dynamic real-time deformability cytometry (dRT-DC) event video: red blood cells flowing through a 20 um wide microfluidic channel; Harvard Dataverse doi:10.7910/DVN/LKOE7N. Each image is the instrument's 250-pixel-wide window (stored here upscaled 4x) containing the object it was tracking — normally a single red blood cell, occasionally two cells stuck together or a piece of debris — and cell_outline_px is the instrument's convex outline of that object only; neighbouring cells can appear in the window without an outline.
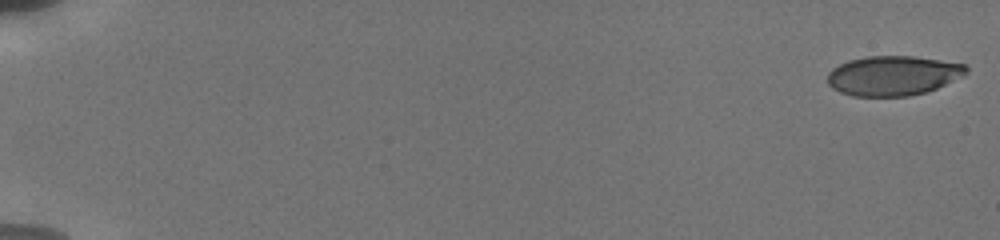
{"species": "human", "species_latin": "Homo sapiens", "temperature_condition": "cold", "stored_images_in_passage": 23, "camera_frame_rate_fps": 3000, "um_per_image_px": 0.085, "donor": {"sex": "male"}, "frame": {"image": 1, "passage_image": 1, "time_ms": 0.0, "image_size_px": [1000, 240], "cell_outline_px": [[968, 72], [964, 76], [936, 88], [924, 92], [908, 96], [852, 96], [840, 92], [832, 88], [828, 84], [828, 72], [832, 68], [848, 60], [868, 56], [912, 56], [964, 64], [968, 68]], "centroid_in_image_um": [75.89, 6.43], "position_along_channel_um": 9.1, "area_um2": 32.02}}
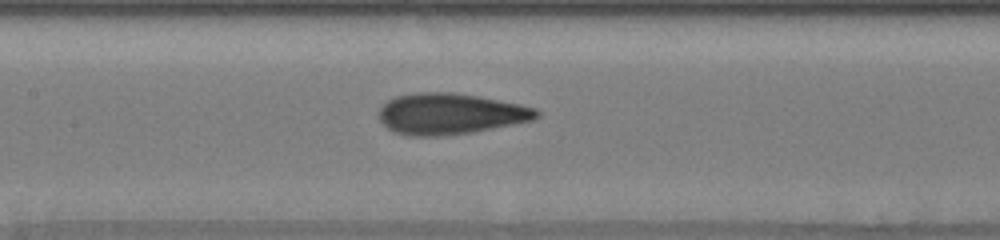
{"frame": {"image": 2, "passage_image": 17, "time_ms": 9.333, "image_size_px": [1000, 240], "cell_outline_px": [[540, 116], [532, 120], [472, 132], [440, 136], [408, 136], [392, 132], [380, 120], [376, 112], [388, 100], [396, 96], [416, 92], [452, 92], [480, 96], [520, 104], [536, 108], [540, 112]], "centroid_in_image_um": [38.24, 9.67], "position_along_channel_um": 169.2, "area_um2": 37.92}}
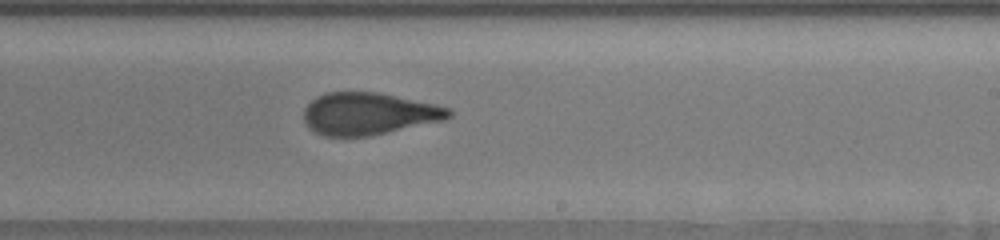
{"frame": {"image": 3, "passage_image": 23, "time_ms": 11.667, "image_size_px": [1000, 240], "cell_outline_px": [[452, 116], [444, 120], [372, 136], [324, 136], [316, 132], [304, 120], [304, 108], [316, 96], [328, 92], [380, 92], [436, 104], [452, 108]], "centroid_in_image_um": [31.38, 9.66], "position_along_channel_um": 257.6, "area_um2": 35.78}}